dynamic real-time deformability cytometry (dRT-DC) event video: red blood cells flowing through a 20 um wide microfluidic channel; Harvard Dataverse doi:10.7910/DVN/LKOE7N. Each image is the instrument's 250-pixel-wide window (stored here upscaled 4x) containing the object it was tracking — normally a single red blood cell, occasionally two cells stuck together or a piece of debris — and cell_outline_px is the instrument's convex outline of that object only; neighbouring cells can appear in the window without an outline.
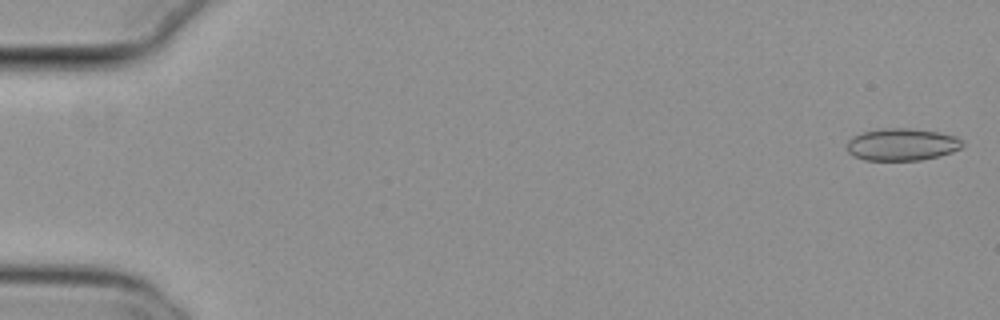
{"species": "common noctule bat (a hibernating species)", "species_latin": "Nyctalus noctula", "temperature_condition": "cold", "stored_images_in_passage": 55, "camera_frame_rate_fps": 3000, "um_per_image_px": 0.085, "animal": {"sex": "female", "body_mass_g": 29.2, "forearm_length_mm": 56.3}, "frame": {"image": 1, "passage_image": 2, "time_ms": 0.333, "image_size_px": [1000, 320], "cell_outline_px": [[964, 144], [960, 148], [952, 152], [920, 160], [864, 160], [852, 156], [848, 152], [848, 140], [852, 136], [864, 132], [880, 128], [912, 128], [936, 132], [956, 136], [964, 140]], "centroid_in_image_um": [76.66, 12.27], "position_along_channel_um": 8.3, "area_um2": 21.73}}
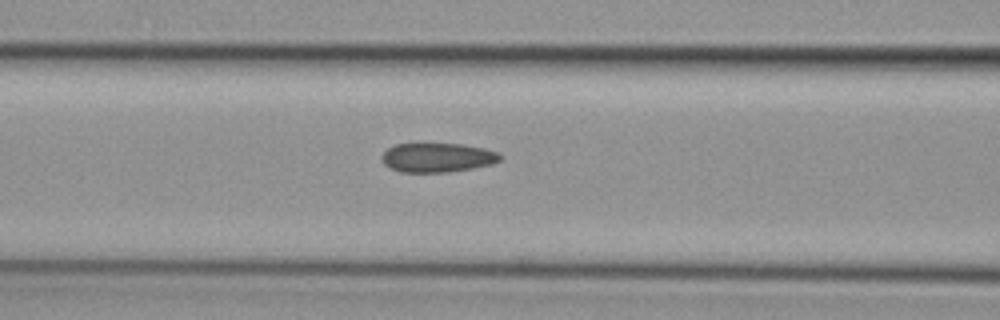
{"frame": {"image": 2, "passage_image": 24, "time_ms": 7.667, "image_size_px": [1000, 320], "cell_outline_px": [[500, 160], [492, 164], [472, 168], [448, 172], [400, 172], [388, 168], [380, 160], [380, 156], [388, 148], [396, 144], [464, 144], [484, 148], [500, 152]], "centroid_in_image_um": [37.15, 13.39], "position_along_channel_um": 129.4, "area_um2": 20.29}}
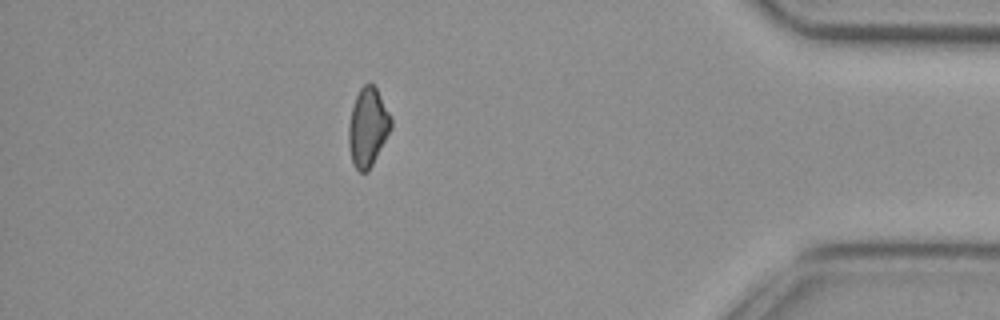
{"frame": {"image": 3, "passage_image": 49, "time_ms": 16.0, "image_size_px": [1000, 320], "cell_outline_px": [[392, 128], [368, 172], [360, 172], [352, 164], [348, 144], [348, 124], [352, 108], [356, 96], [360, 88], [368, 80], [376, 88], [392, 120]], "centroid_in_image_um": [31.25, 10.82], "position_along_channel_um": 404.0, "area_um2": 19.42}, "authors_computed_cell_mechanics": {"area_um2": 20.6924, "velocity_mm_per_s": 3.8077, "shape_relaxation_time_tau1_ms": null, "shape_relaxation_time_tau2_ms": 5.0654, "deformation_change_tau1": null, "deformation_change_tau2": 0.1135}}